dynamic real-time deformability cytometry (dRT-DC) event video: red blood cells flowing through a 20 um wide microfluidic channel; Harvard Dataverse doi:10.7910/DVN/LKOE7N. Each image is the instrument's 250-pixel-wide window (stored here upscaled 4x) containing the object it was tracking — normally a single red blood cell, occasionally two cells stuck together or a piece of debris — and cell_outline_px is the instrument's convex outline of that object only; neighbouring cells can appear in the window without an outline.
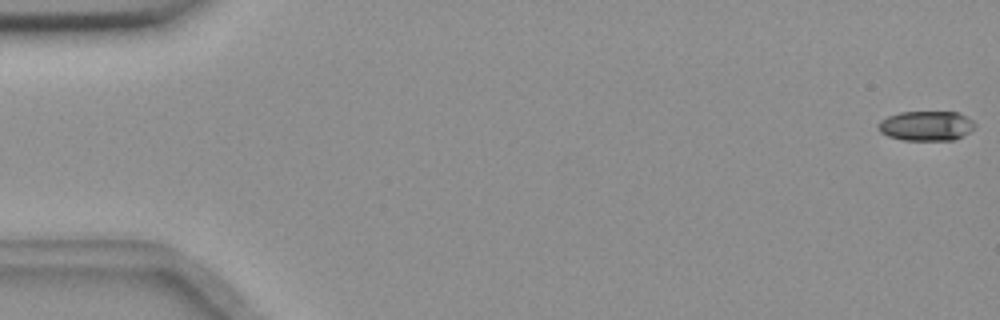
{"species": "common noctule bat (a hibernating species)", "species_latin": "Nyctalus noctula", "temperature_condition": "room temperature", "stored_images_in_passage": 12, "camera_frame_rate_fps": 3000, "um_per_image_px": 0.085, "animal": {"sex": "female", "body_mass_g": 18.4}, "frame": {"image": 1, "passage_image": 1, "time_ms": 0.0, "image_size_px": [1000, 320], "cell_outline_px": [[976, 128], [956, 140], [900, 140], [888, 136], [880, 132], [876, 128], [876, 124], [880, 120], [888, 116], [900, 112], [960, 112], [972, 120], [976, 124]], "centroid_in_image_um": [78.72, 10.7], "position_along_channel_um": 6.3, "area_um2": 17.11}}